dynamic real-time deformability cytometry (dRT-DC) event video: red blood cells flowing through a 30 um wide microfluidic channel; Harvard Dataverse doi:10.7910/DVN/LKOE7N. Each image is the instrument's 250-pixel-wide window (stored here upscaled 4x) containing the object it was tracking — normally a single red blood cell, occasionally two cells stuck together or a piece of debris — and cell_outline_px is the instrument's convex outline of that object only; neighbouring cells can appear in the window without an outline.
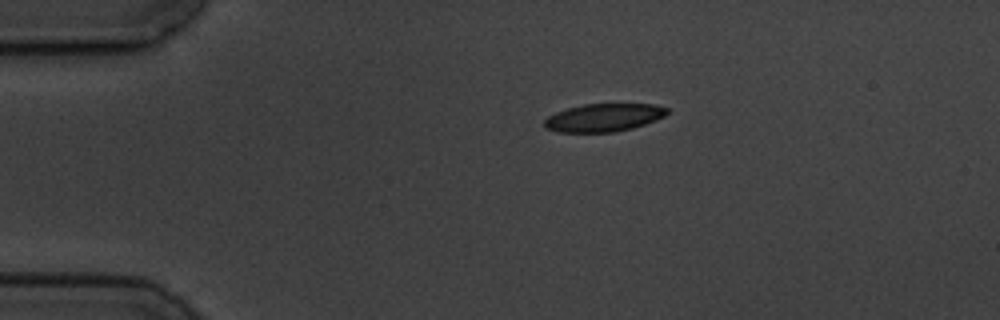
{"species": "common noctule bat (a hibernating species)", "species_latin": "Nyctalus noctula", "temperature_condition": "cold", "stored_images_in_passage": 8, "camera_frame_rate_fps": 3000, "um_per_image_px": 0.085, "animal": {"sex": "male", "body_mass_g": 19.5, "forearm_length_mm": 54.6}, "frame": {"image": 1, "passage_image": 1, "time_ms": 0.0, "image_size_px": [1000, 320], "cell_outline_px": [[668, 112], [664, 116], [656, 120], [632, 128], [616, 132], [556, 132], [544, 128], [544, 120], [548, 116], [556, 112], [568, 108], [584, 104], [656, 104], [668, 108]], "centroid_in_image_um": [51.3, 10.0], "position_along_channel_um": 33.7, "area_um2": 20.06}}
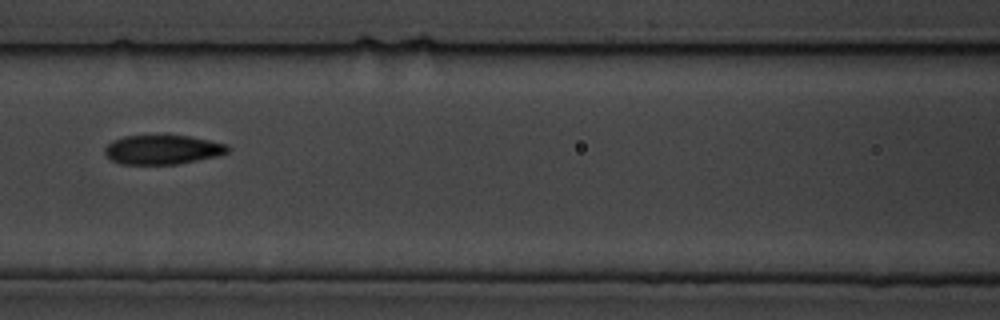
{"frame": {"image": 2, "passage_image": 5, "time_ms": 4.667, "image_size_px": [1000, 320], "cell_outline_px": [[232, 148], [228, 152], [216, 156], [176, 164], [120, 164], [112, 160], [104, 152], [104, 148], [112, 140], [124, 136], [188, 136], [228, 144]], "centroid_in_image_um": [13.82, 12.72], "position_along_channel_um": 152.8, "area_um2": 20.81}}
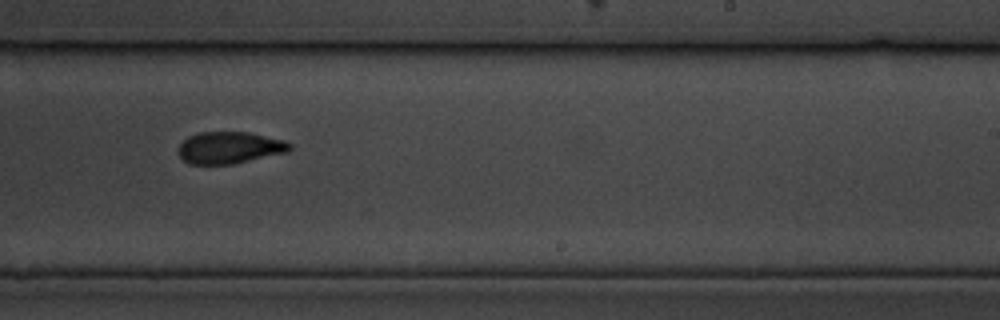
{"frame": {"image": 3, "passage_image": 8, "time_ms": 8.0, "image_size_px": [1000, 320], "cell_outline_px": [[292, 148], [288, 152], [232, 164], [188, 164], [180, 156], [180, 144], [188, 136], [200, 132], [248, 132], [284, 140], [292, 144]], "centroid_in_image_um": [19.54, 12.55], "position_along_channel_um": 269.5, "area_um2": 20.58}}